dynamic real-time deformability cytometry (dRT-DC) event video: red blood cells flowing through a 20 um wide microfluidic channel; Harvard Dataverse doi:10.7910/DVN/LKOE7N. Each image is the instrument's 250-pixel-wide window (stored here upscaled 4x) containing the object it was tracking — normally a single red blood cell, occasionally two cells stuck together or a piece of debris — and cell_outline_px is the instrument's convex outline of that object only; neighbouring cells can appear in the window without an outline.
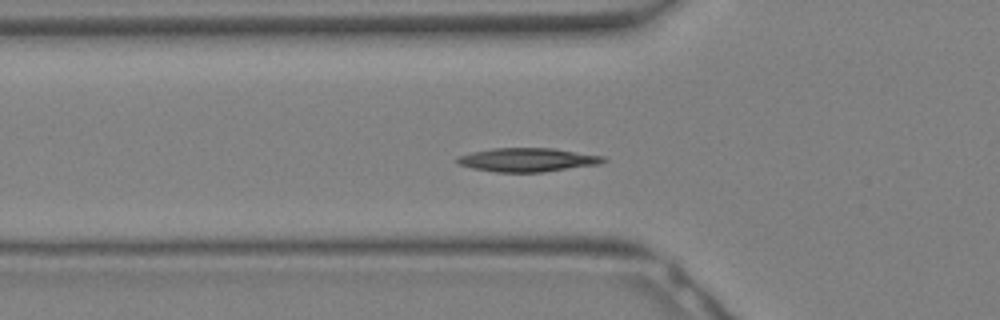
{"species": "Egyptian fruit bat (a non-hibernating species)", "species_latin": "Rousettus aegyptiacus", "temperature_condition": "warm", "stored_images_in_passage": 30, "camera_frame_rate_fps": 3000, "um_per_image_px": 0.085, "animal": {"sex": "female"}, "frame": {"image": 1, "passage_image": 8, "time_ms": 2.333, "image_size_px": [1000, 320], "cell_outline_px": [[608, 160], [600, 164], [544, 172], [496, 172], [472, 168], [460, 164], [456, 160], [456, 156], [472, 152], [492, 148], [552, 148], [604, 156]], "centroid_in_image_um": [44.85, 13.58], "position_along_channel_um": 80.9, "area_um2": 20.23}}
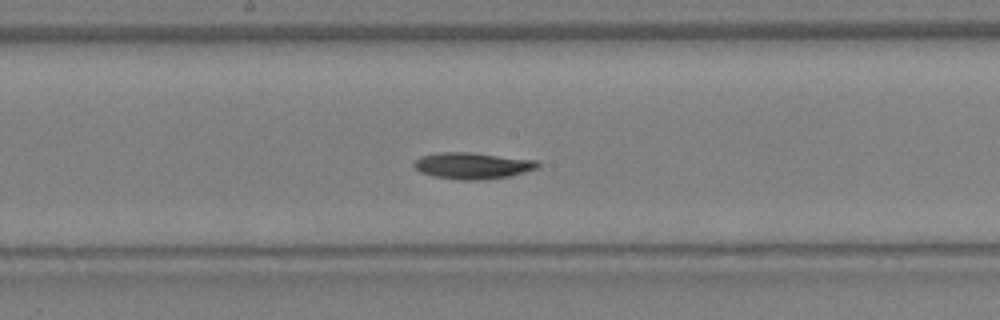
{"frame": {"image": 2, "passage_image": 14, "time_ms": 4.333, "image_size_px": [1000, 320], "cell_outline_px": [[540, 164], [536, 168], [508, 176], [484, 180], [456, 180], [436, 176], [420, 172], [412, 164], [420, 156], [436, 152], [468, 152], [536, 160]], "centroid_in_image_um": [40.11, 14.08], "position_along_channel_um": 208.1, "area_um2": 18.9}}
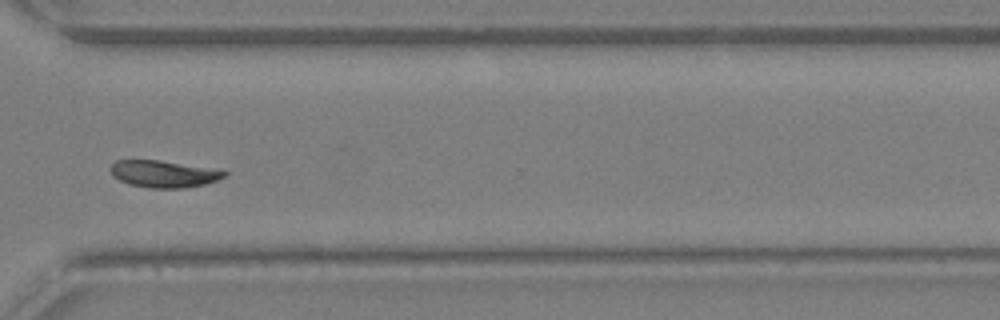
{"frame": {"image": 3, "passage_image": 21, "time_ms": 6.667, "image_size_px": [1000, 320], "cell_outline_px": [[228, 172], [224, 176], [216, 180], [204, 184], [184, 188], [148, 188], [128, 184], [112, 176], [108, 168], [116, 160], [160, 160], [220, 168]], "centroid_in_image_um": [13.92, 14.77], "position_along_channel_um": 356.7, "area_um2": 18.26}}